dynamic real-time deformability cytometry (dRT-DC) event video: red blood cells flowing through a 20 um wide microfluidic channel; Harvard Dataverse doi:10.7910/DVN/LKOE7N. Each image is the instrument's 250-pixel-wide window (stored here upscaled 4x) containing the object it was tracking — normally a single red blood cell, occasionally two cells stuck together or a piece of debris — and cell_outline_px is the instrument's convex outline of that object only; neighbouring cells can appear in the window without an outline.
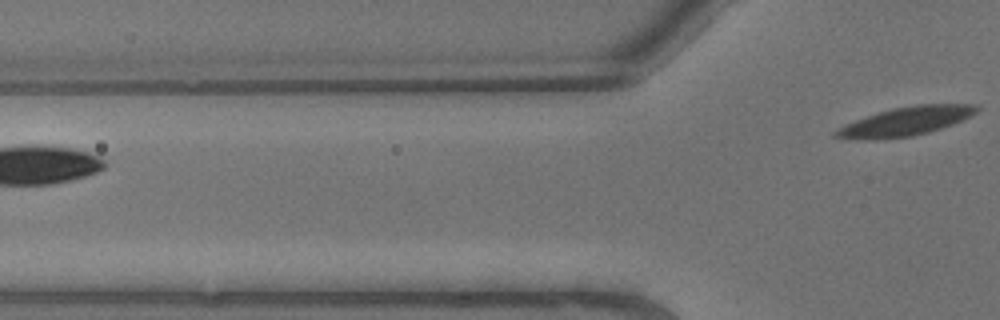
{"species": "common noctule bat (a hibernating species)", "species_latin": "Nyctalus noctula", "temperature_condition": "warm", "stored_images_in_passage": 3, "segment_of_instrument_passage": [2, 2], "camera_frame_rate_fps": 3000, "um_per_image_px": 0.085, "animal": {"sex": "male", "body_mass_g": 13.3}, "frame": {"image": 1, "passage_image": 3, "time_ms": 0.667, "image_size_px": [1000, 320], "cell_outline_px": [[980, 108], [976, 112], [952, 124], [928, 132], [912, 136], [872, 140], [860, 140], [832, 136], [832, 132], [856, 120], [892, 108], [916, 104], [976, 104]], "centroid_in_image_um": [76.97, 10.32], "position_along_channel_um": 48.8, "area_um2": 23.24}}